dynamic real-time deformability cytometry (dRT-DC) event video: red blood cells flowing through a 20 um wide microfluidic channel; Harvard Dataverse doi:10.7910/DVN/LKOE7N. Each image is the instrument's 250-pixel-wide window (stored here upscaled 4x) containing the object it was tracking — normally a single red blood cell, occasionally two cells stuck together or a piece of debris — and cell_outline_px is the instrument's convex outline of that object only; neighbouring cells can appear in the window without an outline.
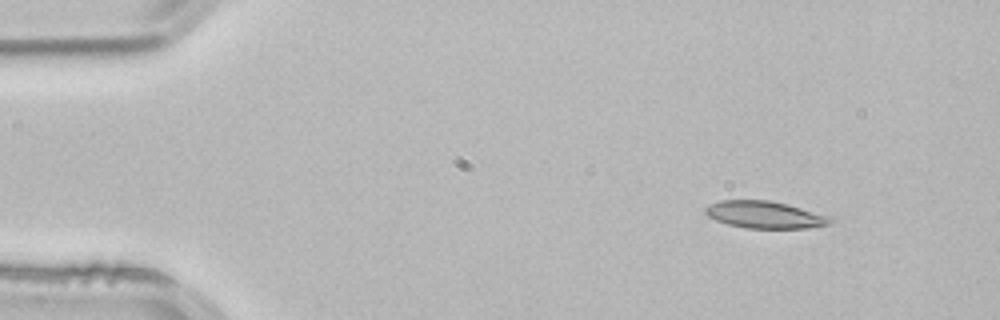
{"species": "common noctule bat (a hibernating species)", "species_latin": "Nyctalus noctula", "temperature_condition": "room temperature", "stored_images_in_passage": 3, "camera_frame_rate_fps": 3000, "um_per_image_px": 0.085, "animal": {"sex": "male", "body_mass_g": 21.5, "forearm_length_mm": 52.0}, "frame": {"image": 1, "passage_image": 1, "time_ms": 0.0, "image_size_px": [1000, 320], "cell_outline_px": [[836, 220], [828, 224], [808, 228], [748, 228], [728, 224], [716, 220], [708, 216], [704, 212], [704, 208], [708, 204], [720, 200], [768, 200], [788, 204], [836, 216]], "centroid_in_image_um": [65.09, 18.24], "position_along_channel_um": 19.9, "area_um2": 20.17}}
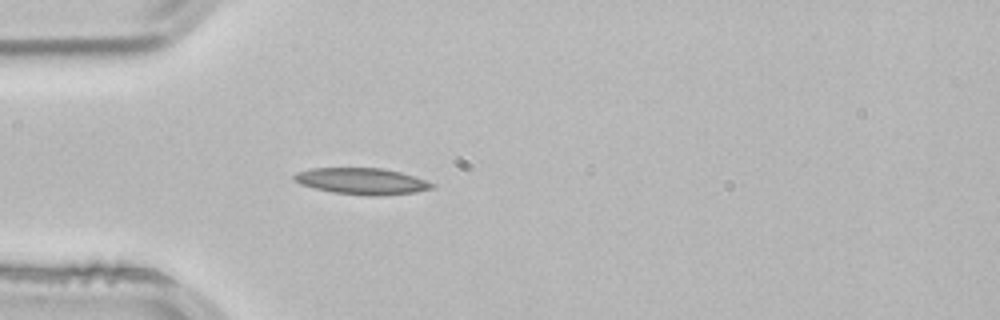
{"frame": {"image": 2, "passage_image": 3, "time_ms": 0.667, "image_size_px": [1000, 320], "cell_outline_px": [[436, 188], [416, 192], [372, 196], [368, 196], [332, 192], [300, 184], [292, 180], [292, 176], [296, 172], [312, 168], [384, 168], [400, 172], [436, 184]], "centroid_in_image_um": [30.74, 15.4], "position_along_channel_um": 54.3, "area_um2": 21.21}}